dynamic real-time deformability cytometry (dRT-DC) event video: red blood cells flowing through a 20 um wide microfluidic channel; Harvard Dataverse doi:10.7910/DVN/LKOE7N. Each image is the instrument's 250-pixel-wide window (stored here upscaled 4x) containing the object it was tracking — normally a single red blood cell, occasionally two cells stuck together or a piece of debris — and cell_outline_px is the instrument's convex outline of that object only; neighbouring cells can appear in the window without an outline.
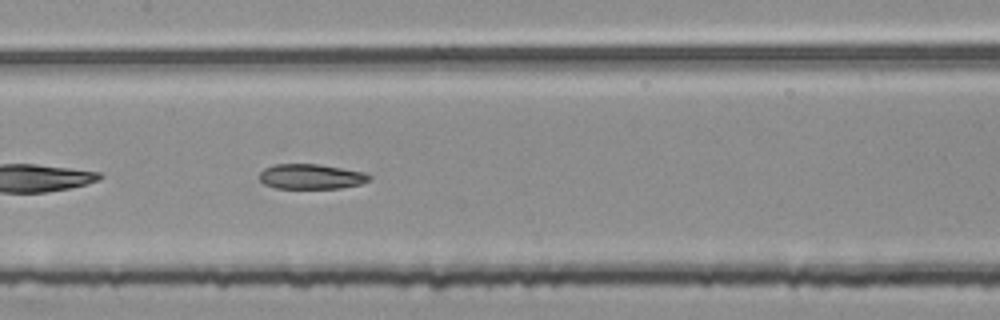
{"species": "common noctule bat (a hibernating species)", "species_latin": "Nyctalus noctula", "temperature_condition": "room temperature", "stored_images_in_passage": 19, "camera_frame_rate_fps": 3000, "um_per_image_px": 0.085, "animal": {"sex": "female", "body_mass_g": 25.1}, "frame": {"image": 1, "passage_image": 11, "time_ms": 3.333, "image_size_px": [1000, 320], "cell_outline_px": [[372, 176], [368, 180], [360, 184], [340, 188], [276, 188], [264, 184], [260, 180], [260, 172], [264, 168], [272, 164], [320, 164], [364, 172]], "centroid_in_image_um": [26.42, 15.0], "position_along_channel_um": 181.0, "area_um2": 16.01}}